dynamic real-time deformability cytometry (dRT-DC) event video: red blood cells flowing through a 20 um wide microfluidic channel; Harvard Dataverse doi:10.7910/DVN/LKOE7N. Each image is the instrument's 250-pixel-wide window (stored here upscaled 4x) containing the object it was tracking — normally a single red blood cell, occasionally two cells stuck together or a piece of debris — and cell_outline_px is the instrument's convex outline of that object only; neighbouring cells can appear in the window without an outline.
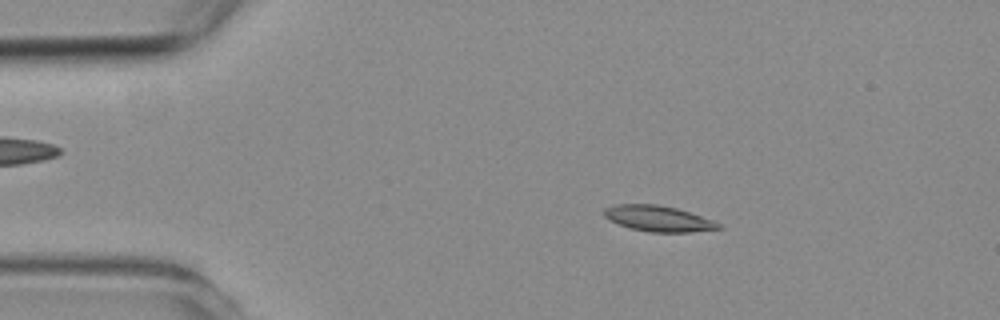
{"species": "common noctule bat (a hibernating species)", "species_latin": "Nyctalus noctula", "temperature_condition": "room temperature", "stored_images_in_passage": 3, "camera_frame_rate_fps": 3000, "um_per_image_px": 0.085, "animal": {"sex": "female", "body_mass_g": 19.3, "forearm_length_mm": 54.1}, "frame": {"image": 1, "passage_image": 2, "time_ms": 1.333, "image_size_px": [1000, 320], "cell_outline_px": [[724, 228], [692, 232], [648, 232], [632, 228], [608, 220], [600, 212], [604, 208], [616, 204], [656, 204], [676, 208], [712, 220], [720, 224]], "centroid_in_image_um": [55.91, 18.57], "position_along_channel_um": 29.1, "area_um2": 17.17}}